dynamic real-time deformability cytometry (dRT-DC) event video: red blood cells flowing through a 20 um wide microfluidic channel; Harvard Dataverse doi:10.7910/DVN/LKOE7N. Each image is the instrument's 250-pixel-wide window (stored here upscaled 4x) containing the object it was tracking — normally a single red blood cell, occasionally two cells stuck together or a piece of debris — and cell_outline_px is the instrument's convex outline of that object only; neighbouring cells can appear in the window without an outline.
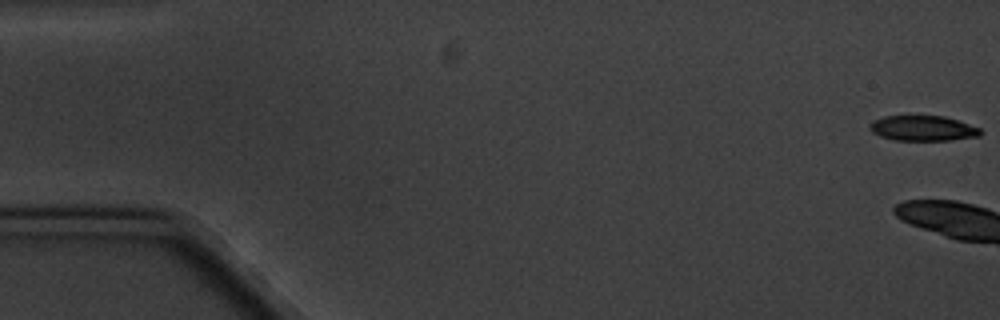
{"species": "common noctule bat (a hibernating species)", "species_latin": "Nyctalus noctula", "temperature_condition": "cold", "stored_images_in_passage": 8, "camera_frame_rate_fps": 3000, "um_per_image_px": 0.085, "animal": {"sex": "male", "body_mass_g": 20.1, "forearm_length_mm": 53.5}, "frame": {"image": 1, "passage_image": 1, "time_ms": 0.0, "image_size_px": [1000, 320], "cell_outline_px": [[984, 132], [980, 136], [952, 140], [896, 140], [880, 136], [872, 132], [872, 120], [884, 116], [944, 116], [980, 128]], "centroid_in_image_um": [78.49, 10.91], "position_along_channel_um": 6.5, "area_um2": 16.13}}
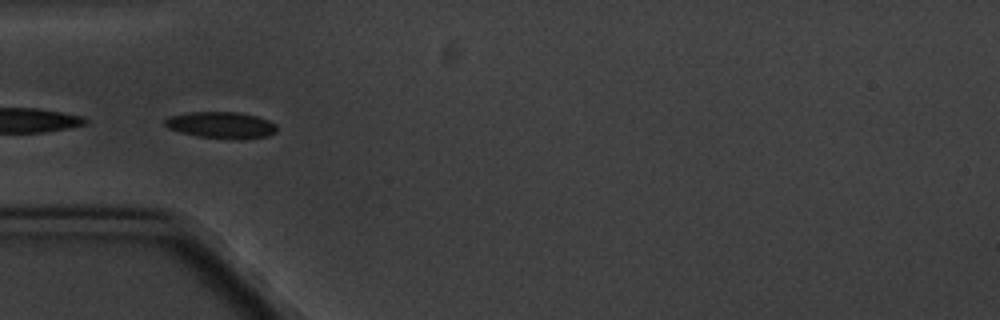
{"frame": {"image": 2, "passage_image": 7, "time_ms": 7.0, "image_size_px": [1000, 320], "cell_outline_px": [[276, 132], [268, 136], [244, 140], [236, 140], [196, 136], [180, 132], [168, 128], [164, 124], [164, 120], [168, 116], [188, 112], [236, 112], [256, 116], [268, 120], [276, 124]], "centroid_in_image_um": [18.8, 10.64], "position_along_channel_um": 66.2, "area_um2": 17.57}}